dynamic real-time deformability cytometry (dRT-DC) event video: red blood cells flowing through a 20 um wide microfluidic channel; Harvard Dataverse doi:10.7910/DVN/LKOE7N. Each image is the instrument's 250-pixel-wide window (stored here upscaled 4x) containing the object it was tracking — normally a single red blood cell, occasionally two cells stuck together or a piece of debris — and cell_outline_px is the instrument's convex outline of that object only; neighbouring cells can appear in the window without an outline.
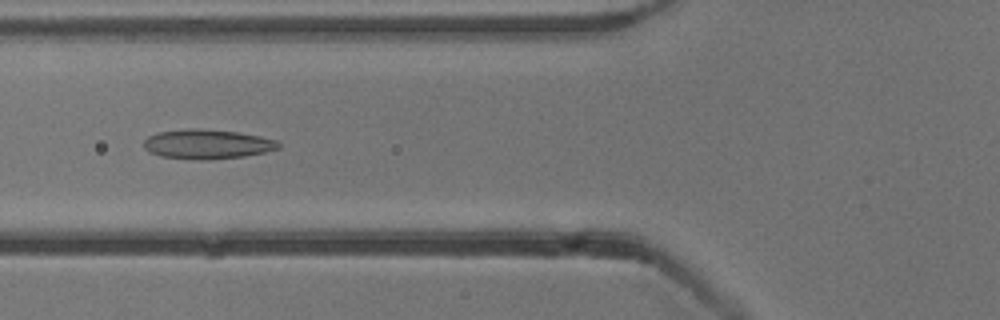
{"species": "common noctule bat (a hibernating species)", "species_latin": "Nyctalus noctula", "temperature_condition": "cold", "stored_images_in_passage": 53, "camera_frame_rate_fps": 3000, "um_per_image_px": 0.085, "animal": {"sex": "male", "body_mass_g": 13.3}, "frame": {"image": 1, "passage_image": 20, "time_ms": 6.333, "image_size_px": [1000, 320], "cell_outline_px": [[280, 148], [264, 152], [244, 156], [212, 160], [200, 160], [160, 156], [148, 152], [144, 148], [144, 140], [148, 136], [160, 132], [188, 128], [196, 128], [236, 132], [260, 136], [276, 140], [280, 144]], "centroid_in_image_um": [17.6, 12.26], "position_along_channel_um": 108.2, "area_um2": 23.18}}
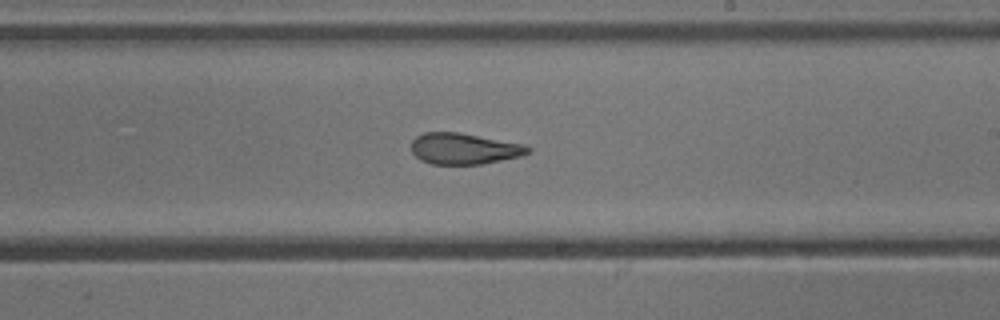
{"frame": {"image": 2, "passage_image": 31, "time_ms": 10.0, "image_size_px": [1000, 320], "cell_outline_px": [[532, 152], [520, 156], [480, 164], [432, 164], [420, 160], [412, 152], [412, 140], [416, 136], [424, 132], [460, 132], [524, 144], [532, 148]], "centroid_in_image_um": [39.45, 12.63], "position_along_channel_um": 249.5, "area_um2": 21.21}}
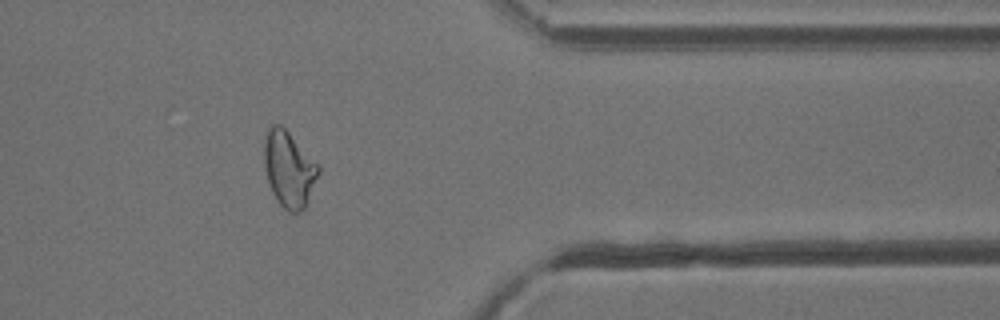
{"frame": {"image": 3, "passage_image": 43, "time_ms": 14.0, "image_size_px": [1000, 320], "cell_outline_px": [[320, 172], [304, 208], [300, 212], [288, 212], [280, 204], [272, 192], [268, 180], [264, 164], [264, 136], [268, 128], [272, 124], [280, 124], [320, 164]], "centroid_in_image_um": [24.56, 14.35], "position_along_channel_um": 386.8, "area_um2": 23.99}, "authors_computed_cell_mechanics": {"area_um2": 23.5824, "velocity_mm_per_s": 3.843, "shape_relaxation_time_tau1_ms": null, "shape_relaxation_time_tau2_ms": 2.5746, "deformation_change_tau1": null, "deformation_change_tau2": 0.095}}